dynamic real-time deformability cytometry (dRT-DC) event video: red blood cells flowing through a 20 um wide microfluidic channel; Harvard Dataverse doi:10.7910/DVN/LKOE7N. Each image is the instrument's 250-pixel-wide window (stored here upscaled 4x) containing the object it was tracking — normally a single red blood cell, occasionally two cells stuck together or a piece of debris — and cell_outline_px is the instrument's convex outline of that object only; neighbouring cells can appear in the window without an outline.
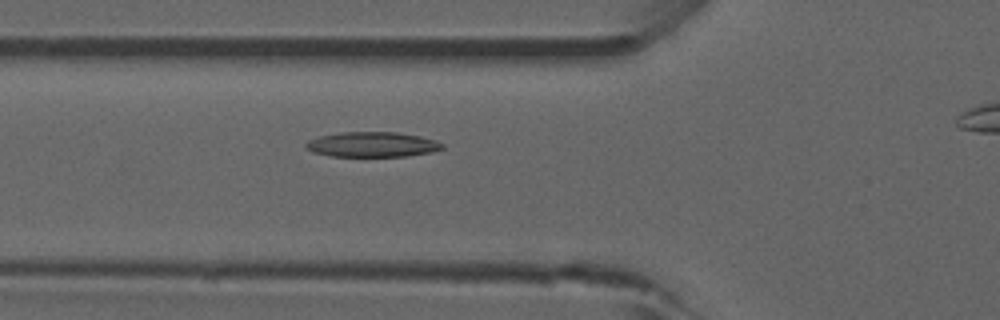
{"species": "common noctule bat (a hibernating species)", "species_latin": "Nyctalus noctula", "temperature_condition": "room temperature", "stored_images_in_passage": 34, "camera_frame_rate_fps": 3000, "um_per_image_px": 0.085, "animal": {"sex": "male", "forearm_length_mm": 52.5}, "frame": {"image": 1, "passage_image": 6, "time_ms": 1.667, "image_size_px": [1000, 320], "cell_outline_px": [[444, 148], [432, 152], [404, 156], [332, 156], [312, 152], [304, 148], [304, 144], [308, 140], [320, 136], [340, 132], [396, 132], [420, 136], [436, 140], [444, 144]], "centroid_in_image_um": [31.62, 12.28], "position_along_channel_um": 94.2, "area_um2": 20.0}}
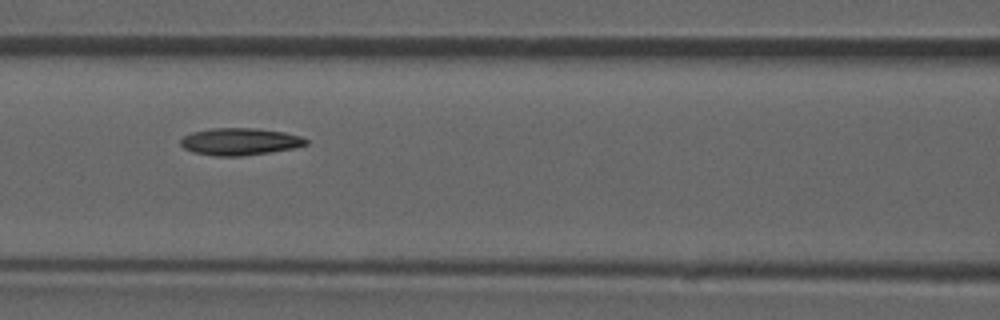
{"frame": {"image": 2, "passage_image": 10, "time_ms": 3.0, "image_size_px": [1000, 320], "cell_outline_px": [[308, 144], [292, 148], [268, 152], [240, 156], [216, 156], [192, 152], [184, 148], [180, 144], [180, 140], [184, 136], [192, 132], [212, 128], [256, 128], [284, 132], [300, 136], [308, 140]], "centroid_in_image_um": [20.36, 12.03], "position_along_channel_um": 146.2, "area_um2": 19.71}, "authors_computed_cell_mechanics": {"area_um2": 19.5075, "velocity_mm_per_s": 3.8646, "shape_relaxation_time_tau1_ms": null, "shape_relaxation_time_tau2_ms": 8.3955, "deformation_change_tau1": null, "deformation_change_tau2": 0.1757}}